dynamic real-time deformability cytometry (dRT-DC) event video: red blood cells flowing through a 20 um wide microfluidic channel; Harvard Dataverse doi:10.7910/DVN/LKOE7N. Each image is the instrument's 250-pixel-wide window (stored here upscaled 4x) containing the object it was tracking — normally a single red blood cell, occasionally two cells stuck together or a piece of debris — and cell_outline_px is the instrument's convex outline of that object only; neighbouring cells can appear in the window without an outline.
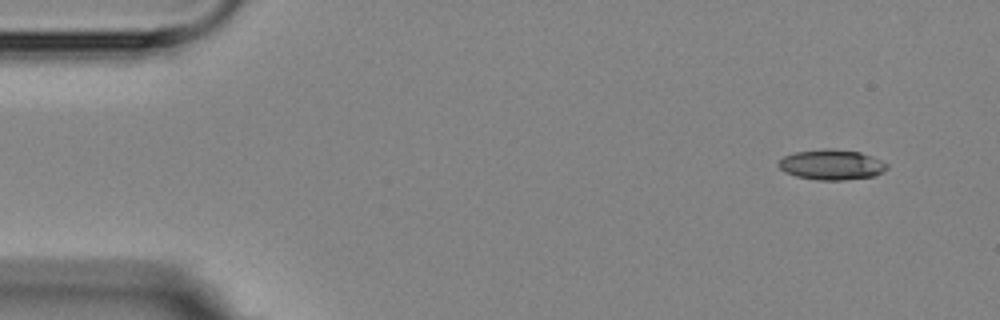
{"species": "Egyptian fruit bat (a non-hibernating species)", "species_latin": "Rousettus aegyptiacus", "temperature_condition": "room temperature", "stored_images_in_passage": 4, "camera_frame_rate_fps": 3000, "um_per_image_px": 0.085, "animal": {"sex": "female"}, "frame": {"image": 1, "passage_image": 1, "time_ms": 0.0, "image_size_px": [1000, 320], "cell_outline_px": [[888, 168], [884, 172], [876, 176], [844, 180], [820, 180], [796, 176], [784, 172], [776, 164], [784, 156], [796, 152], [824, 148], [832, 148], [860, 152], [872, 156], [888, 164]], "centroid_in_image_um": [70.7, 14.0], "position_along_channel_um": 14.3, "area_um2": 19.31}}
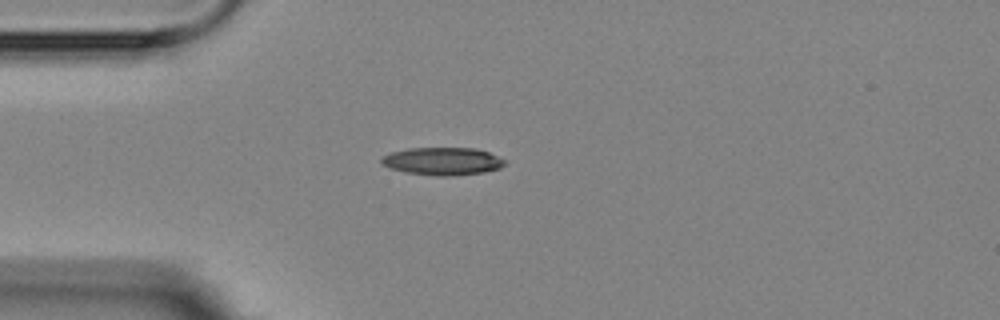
{"frame": {"image": 2, "passage_image": 3, "time_ms": 3.333, "image_size_px": [1000, 320], "cell_outline_px": [[508, 160], [500, 168], [484, 172], [448, 176], [440, 176], [408, 172], [392, 168], [384, 164], [380, 160], [384, 156], [392, 152], [408, 148], [476, 148], [488, 152]], "centroid_in_image_um": [37.68, 13.69], "position_along_channel_um": 47.3, "area_um2": 19.65}}